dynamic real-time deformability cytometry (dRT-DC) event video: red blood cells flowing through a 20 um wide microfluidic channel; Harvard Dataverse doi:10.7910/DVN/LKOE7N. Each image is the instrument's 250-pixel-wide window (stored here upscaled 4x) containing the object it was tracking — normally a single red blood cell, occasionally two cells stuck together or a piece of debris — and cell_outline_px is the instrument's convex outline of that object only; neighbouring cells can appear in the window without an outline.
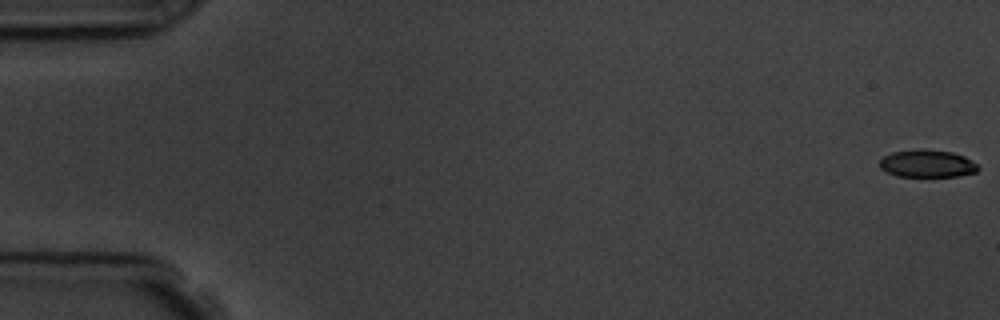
{"species": "common noctule bat (a hibernating species)", "species_latin": "Nyctalus noctula", "temperature_condition": "room temperature", "stored_images_in_passage": 5, "camera_frame_rate_fps": 3000, "um_per_image_px": 0.085, "animal": {"sex": "male", "body_mass_g": 19.5, "forearm_length_mm": 54.6}, "frame": {"image": 1, "passage_image": 1, "time_ms": 0.0, "image_size_px": [1000, 320], "cell_outline_px": [[980, 168], [976, 172], [960, 176], [896, 176], [880, 168], [880, 160], [884, 156], [892, 152], [916, 148], [924, 148], [952, 152], [964, 156], [976, 164]], "centroid_in_image_um": [78.81, 13.89], "position_along_channel_um": 6.2, "area_um2": 15.9}}